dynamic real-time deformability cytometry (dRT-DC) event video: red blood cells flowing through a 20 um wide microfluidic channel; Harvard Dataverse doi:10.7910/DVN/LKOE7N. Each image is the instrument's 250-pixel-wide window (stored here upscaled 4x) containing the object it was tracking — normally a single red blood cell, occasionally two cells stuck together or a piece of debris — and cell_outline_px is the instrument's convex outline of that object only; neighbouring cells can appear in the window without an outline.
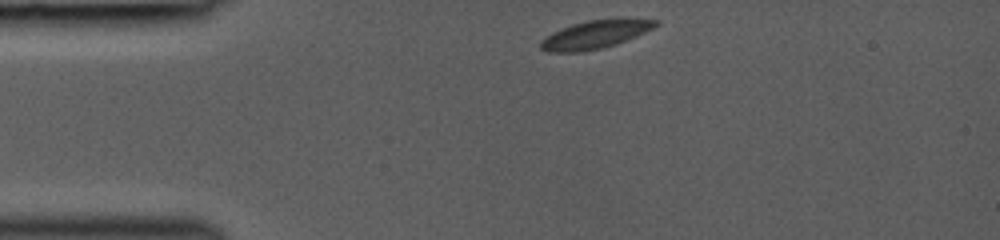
{"species": "common noctule bat (a hibernating species)", "species_latin": "Nyctalus noctula", "temperature_condition": "room temperature", "stored_images_in_passage": 21, "camera_frame_rate_fps": 3000, "um_per_image_px": 0.085, "animal": {"sex": "female", "body_mass_g": 19.0, "forearm_length_mm": 53.3}, "frame": {"image": 1, "passage_image": 1, "time_ms": 0.0, "image_size_px": [1000, 240], "cell_outline_px": [[660, 24], [636, 36], [616, 44], [600, 48], [580, 52], [548, 52], [540, 48], [540, 40], [552, 32], [572, 24], [588, 20], [616, 16], [656, 20]], "centroid_in_image_um": [50.61, 2.89], "position_along_channel_um": 34.4, "area_um2": 19.25}}
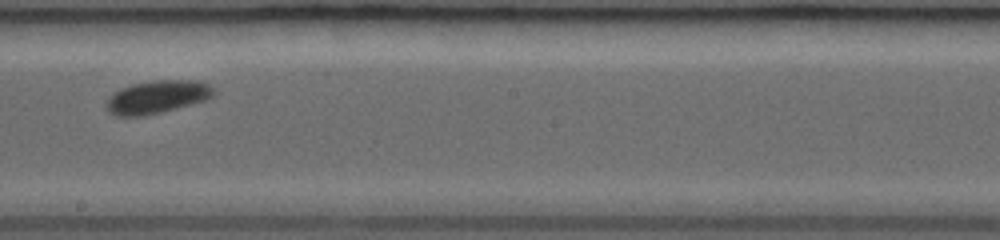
{"frame": {"image": 2, "passage_image": 12, "time_ms": 5.667, "image_size_px": [1000, 240], "cell_outline_px": [[216, 92], [212, 96], [204, 100], [192, 104], [144, 116], [116, 116], [108, 112], [104, 104], [108, 96], [120, 88], [132, 84], [152, 80], [196, 80], [208, 84]], "centroid_in_image_um": [13.3, 8.24], "position_along_channel_um": 234.9, "area_um2": 20.75}}
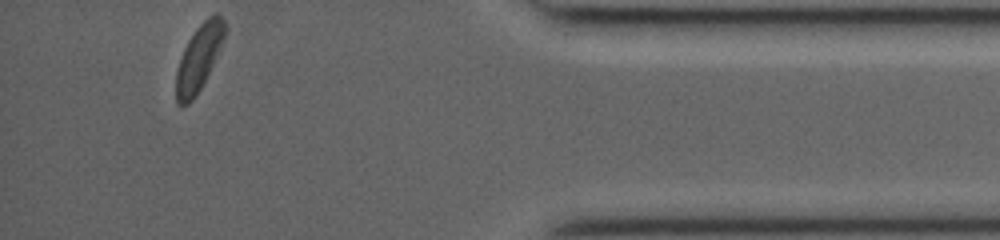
{"frame": {"image": 3, "passage_image": 21, "time_ms": 10.667, "image_size_px": [1000, 240], "cell_outline_px": [[228, 28], [220, 48], [196, 96], [188, 104], [176, 104], [176, 72], [184, 48], [188, 40], [196, 28], [208, 16], [216, 12], [224, 20]], "centroid_in_image_um": [16.91, 4.87], "position_along_channel_um": 418.3, "area_um2": 18.44}}